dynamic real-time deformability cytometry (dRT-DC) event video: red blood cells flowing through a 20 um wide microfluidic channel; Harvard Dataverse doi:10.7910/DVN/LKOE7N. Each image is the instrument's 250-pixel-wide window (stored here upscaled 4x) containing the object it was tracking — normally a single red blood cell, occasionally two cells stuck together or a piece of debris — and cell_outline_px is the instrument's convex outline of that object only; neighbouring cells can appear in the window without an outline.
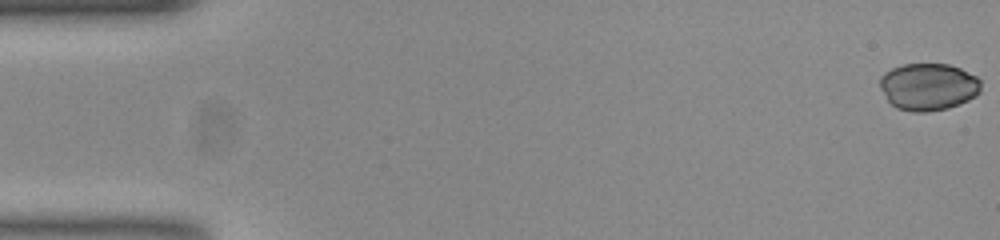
{"species": "common noctule bat (a hibernating species)", "species_latin": "Nyctalus noctula", "temperature_condition": "room temperature", "stored_images_in_passage": 54, "camera_frame_rate_fps": 3000, "um_per_image_px": 0.085, "animal": {"sex": "female", "body_mass_g": 23.0, "forearm_length_mm": 53.4}, "frame": {"image": 1, "passage_image": 1, "time_ms": 0.0, "image_size_px": [1000, 240], "cell_outline_px": [[980, 92], [976, 96], [968, 100], [948, 108], [928, 112], [912, 112], [896, 108], [888, 100], [880, 88], [880, 76], [884, 72], [892, 68], [904, 64], [948, 64], [960, 68], [976, 76], [980, 80]], "centroid_in_image_um": [78.9, 7.37], "position_along_channel_um": 6.1, "area_um2": 27.86}}
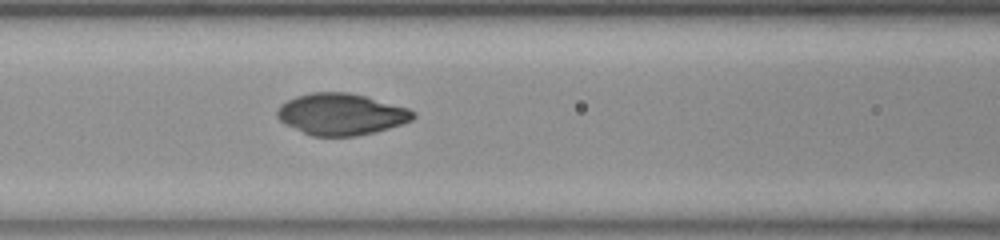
{"frame": {"image": 2, "passage_image": 23, "time_ms": 7.333, "image_size_px": [1000, 240], "cell_outline_px": [[416, 116], [412, 120], [376, 132], [356, 136], [312, 136], [284, 124], [276, 116], [276, 112], [280, 104], [296, 96], [312, 92], [348, 92], [368, 96], [408, 108], [416, 112]], "centroid_in_image_um": [29.0, 9.7], "position_along_channel_um": 137.6, "area_um2": 33.12}}
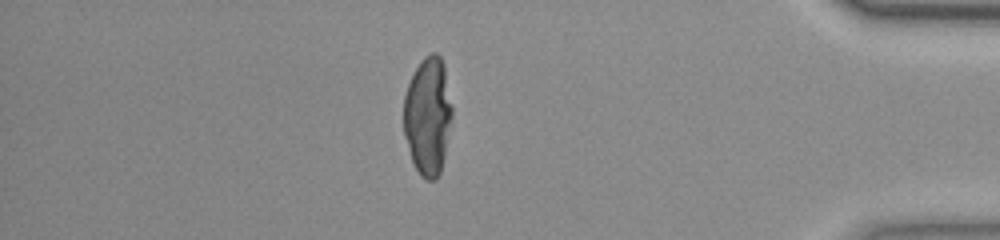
{"frame": {"image": 3, "passage_image": 47, "time_ms": 15.333, "image_size_px": [1000, 240], "cell_outline_px": [[452, 120], [444, 156], [440, 172], [436, 180], [428, 180], [420, 176], [412, 160], [404, 136], [404, 96], [408, 84], [420, 60], [424, 56], [432, 52], [436, 52], [440, 56], [444, 64], [452, 104]], "centroid_in_image_um": [36.38, 9.84], "position_along_channel_um": 398.8, "area_um2": 33.47}}